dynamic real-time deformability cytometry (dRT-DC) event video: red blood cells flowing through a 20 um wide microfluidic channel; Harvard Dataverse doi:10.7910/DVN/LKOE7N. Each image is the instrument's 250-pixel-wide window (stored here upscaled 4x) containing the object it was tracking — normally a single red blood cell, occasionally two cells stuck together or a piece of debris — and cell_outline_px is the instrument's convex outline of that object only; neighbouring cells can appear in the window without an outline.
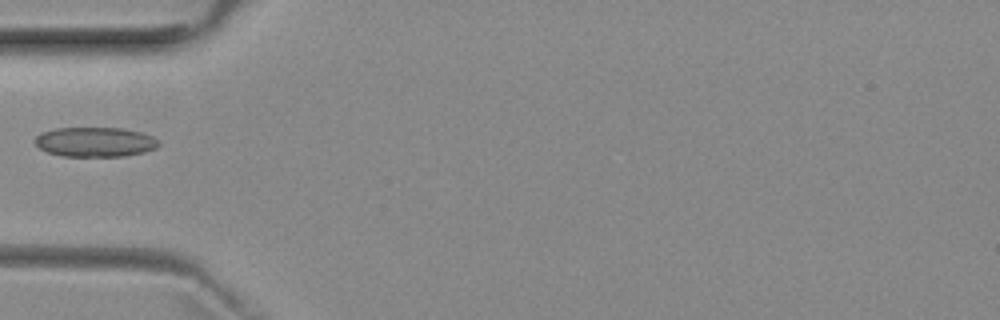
{"species": "common noctule bat (a hibernating species)", "species_latin": "Nyctalus noctula", "temperature_condition": "room temperature", "stored_images_in_passage": 1, "camera_frame_rate_fps": 3000, "um_per_image_px": 0.085, "animal": {"sex": "female", "body_mass_g": 29.2, "forearm_length_mm": 56.3}, "frame": {"image": 1, "passage_image": 1, "time_ms": 0.0, "image_size_px": [1000, 320], "cell_outline_px": [[160, 144], [156, 148], [144, 152], [124, 156], [64, 156], [48, 152], [40, 148], [36, 144], [36, 136], [40, 132], [56, 128], [124, 128], [140, 132], [152, 136], [160, 140]], "centroid_in_image_um": [8.11, 12.06], "position_along_channel_um": 76.9, "area_um2": 21.39}}